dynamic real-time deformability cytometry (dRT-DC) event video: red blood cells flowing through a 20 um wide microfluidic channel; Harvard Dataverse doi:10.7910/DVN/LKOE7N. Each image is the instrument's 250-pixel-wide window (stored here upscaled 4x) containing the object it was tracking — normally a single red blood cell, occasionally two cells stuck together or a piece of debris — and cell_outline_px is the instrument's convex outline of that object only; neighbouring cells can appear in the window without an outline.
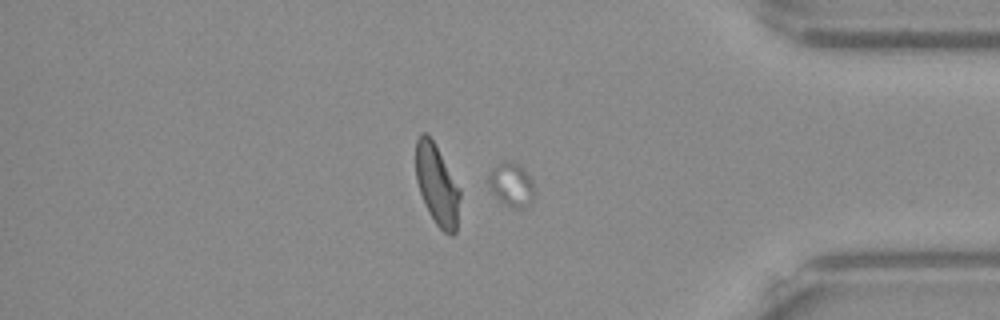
{"species": "Egyptian fruit bat (a non-hibernating species)", "species_latin": "Rousettus aegyptiacus", "temperature_condition": "warm", "stored_images_in_passage": 55, "segment_of_instrument_passage": [2, 2], "camera_frame_rate_fps": 3000, "um_per_image_px": 0.085, "frame": {"image": 1, "passage_image": 45, "time_ms": 14.667, "image_size_px": [1000, 320], "cell_outline_px": [[536, 192], [532, 204], [524, 208], [516, 208], [504, 204], [492, 192], [488, 184], [488, 176], [492, 168], [504, 160], [512, 160], [520, 164], [528, 172], [532, 180]], "centroid_in_image_um": [43.52, 15.67], "position_along_channel_um": 391.7, "area_um2": 12.14}}
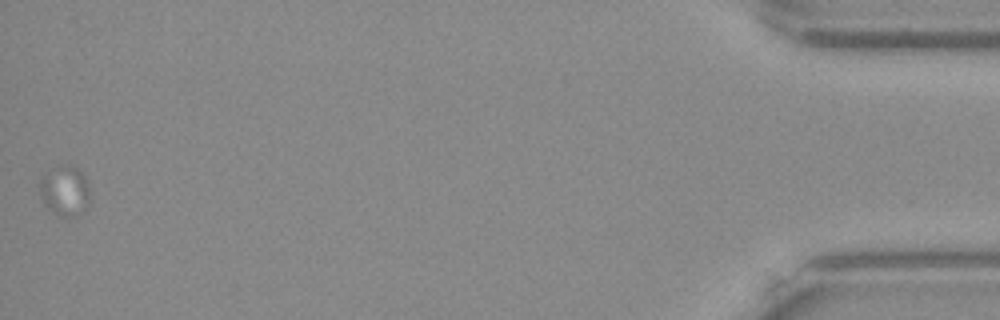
{"frame": {"image": 2, "passage_image": 55, "time_ms": 18.0, "image_size_px": [1000, 320], "cell_outline_px": [[88, 204], [76, 216], [68, 220], [56, 216], [40, 200], [36, 184], [44, 172], [56, 164], [72, 164], [84, 172], [88, 184]], "centroid_in_image_um": [5.43, 16.19], "position_along_channel_um": 429.8, "area_um2": 15.78}}